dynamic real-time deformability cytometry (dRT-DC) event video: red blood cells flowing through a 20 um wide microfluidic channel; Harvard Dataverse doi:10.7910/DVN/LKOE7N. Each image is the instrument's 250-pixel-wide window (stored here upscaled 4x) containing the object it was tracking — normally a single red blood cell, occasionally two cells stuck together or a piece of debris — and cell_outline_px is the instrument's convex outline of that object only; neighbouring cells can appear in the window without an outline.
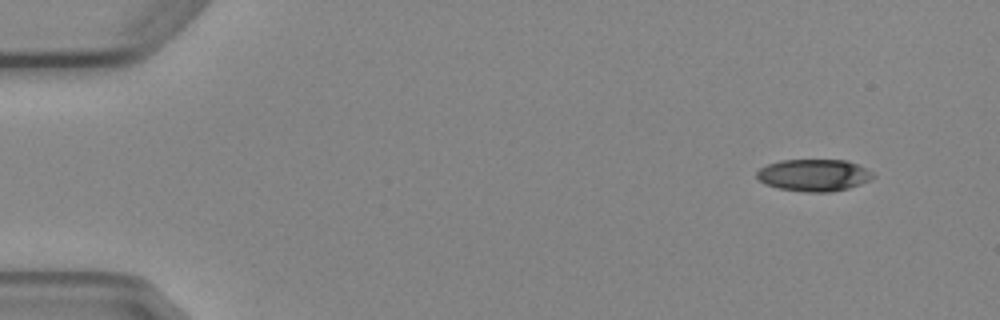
{"species": "Egyptian fruit bat (a non-hibernating species)", "species_latin": "Rousettus aegyptiacus", "temperature_condition": "cold", "stored_images_in_passage": 4, "camera_frame_rate_fps": 3000, "um_per_image_px": 0.085, "animal": {"sex": "female"}, "frame": {"image": 1, "passage_image": 1, "time_ms": 0.0, "image_size_px": [1000, 320], "cell_outline_px": [[876, 176], [860, 184], [848, 188], [832, 192], [804, 192], [780, 188], [764, 184], [756, 176], [756, 172], [760, 168], [768, 164], [780, 160], [848, 160], [872, 172]], "centroid_in_image_um": [69.16, 14.89], "position_along_channel_um": 15.8, "area_um2": 21.62}}
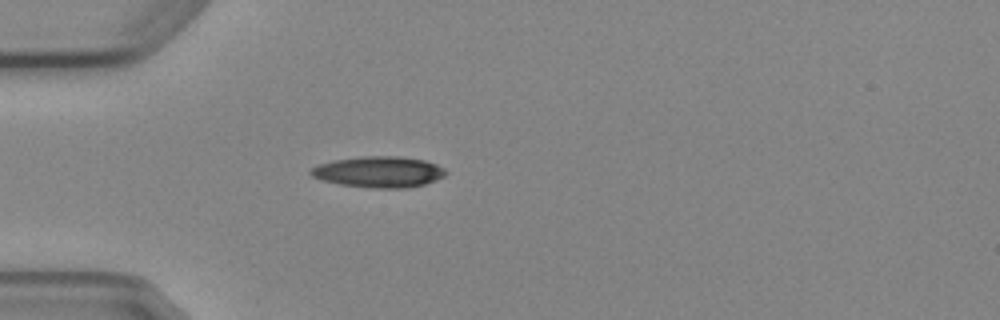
{"frame": {"image": 2, "passage_image": 4, "time_ms": 3.667, "image_size_px": [1000, 320], "cell_outline_px": [[448, 172], [444, 176], [436, 180], [424, 184], [408, 188], [376, 188], [340, 184], [324, 180], [312, 176], [308, 172], [312, 168], [320, 164], [332, 160], [360, 156], [400, 156], [424, 160], [436, 164], [444, 168]], "centroid_in_image_um": [32.23, 14.6], "position_along_channel_um": 52.8, "area_um2": 24.39}}